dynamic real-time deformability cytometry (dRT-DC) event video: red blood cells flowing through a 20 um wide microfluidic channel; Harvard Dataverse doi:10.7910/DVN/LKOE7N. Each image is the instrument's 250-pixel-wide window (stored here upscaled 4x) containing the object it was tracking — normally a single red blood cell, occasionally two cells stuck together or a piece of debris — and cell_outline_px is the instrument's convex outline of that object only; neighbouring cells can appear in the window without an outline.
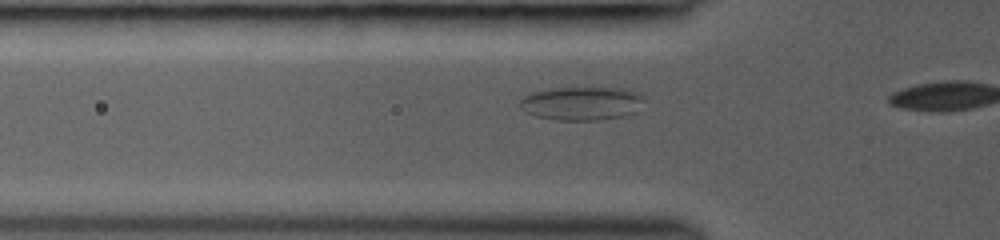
{"species": "common noctule bat (a hibernating species)", "species_latin": "Nyctalus noctula", "temperature_condition": "room temperature", "stored_images_in_passage": 14, "camera_frame_rate_fps": 3000, "um_per_image_px": 0.085, "animal": {"sex": "female", "body_mass_g": 19.0, "forearm_length_mm": 53.3}, "frame": {"image": 1, "passage_image": 12, "time_ms": 3.667, "image_size_px": [1000, 240], "cell_outline_px": [[644, 100], [636, 112], [628, 116], [600, 120], [552, 120], [536, 116], [524, 112], [520, 108], [520, 100], [524, 96], [532, 92], [552, 88], [624, 88], [636, 92], [644, 96]], "centroid_in_image_um": [49.45, 8.8], "position_along_channel_um": 76.3, "area_um2": 24.62}}